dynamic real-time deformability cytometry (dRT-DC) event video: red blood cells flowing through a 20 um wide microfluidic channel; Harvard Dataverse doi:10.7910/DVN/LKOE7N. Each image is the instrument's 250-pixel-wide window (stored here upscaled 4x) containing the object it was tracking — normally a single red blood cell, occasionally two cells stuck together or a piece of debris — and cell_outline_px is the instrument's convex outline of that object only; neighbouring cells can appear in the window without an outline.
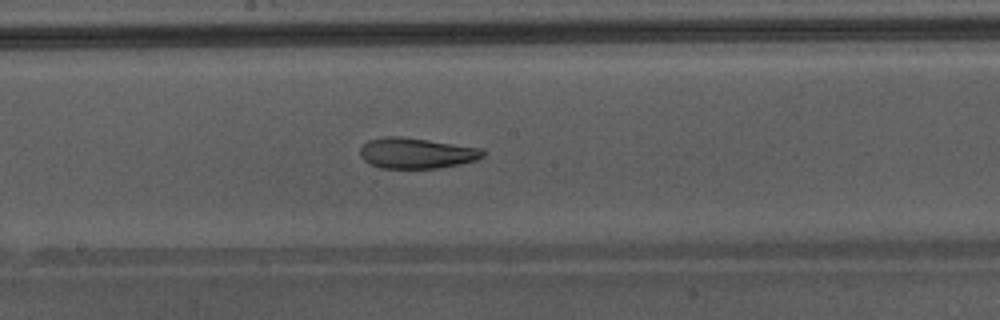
{"species": "Egyptian fruit bat (a non-hibernating species)", "species_latin": "Rousettus aegyptiacus", "temperature_condition": "warm", "stored_images_in_passage": 38, "camera_frame_rate_fps": 3000, "um_per_image_px": 0.085, "animal": {"sex": "male"}, "frame": {"image": 1, "passage_image": 17, "time_ms": 5.333, "image_size_px": [1000, 320], "cell_outline_px": [[484, 156], [476, 160], [460, 164], [436, 168], [380, 168], [368, 164], [360, 156], [360, 148], [368, 140], [384, 136], [404, 136], [484, 148]], "centroid_in_image_um": [35.39, 13.0], "position_along_channel_um": 212.8, "area_um2": 22.25}, "authors_computed_cell_mechanics": {"area_um2": 24.0448, "velocity_mm_per_s": 4.3542, "shape_relaxation_time_tau1_ms": null, "shape_relaxation_time_tau2_ms": 2.3066, "deformation_change_tau1": null, "deformation_change_tau2": 0.0993}}